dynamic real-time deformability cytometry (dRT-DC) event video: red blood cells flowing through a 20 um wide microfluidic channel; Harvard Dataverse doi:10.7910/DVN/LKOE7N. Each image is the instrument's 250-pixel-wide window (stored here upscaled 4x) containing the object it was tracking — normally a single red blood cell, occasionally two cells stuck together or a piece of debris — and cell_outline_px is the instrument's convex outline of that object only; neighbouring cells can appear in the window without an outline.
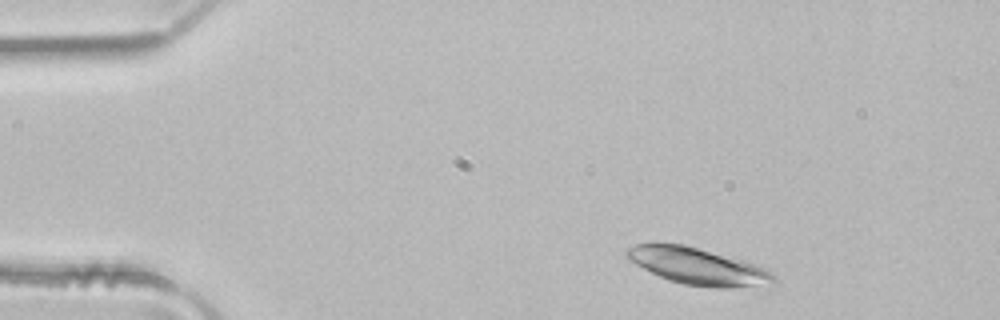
{"species": "common noctule bat (a hibernating species)", "species_latin": "Nyctalus noctula", "temperature_condition": "room temperature", "stored_images_in_passage": 3, "camera_frame_rate_fps": 3000, "um_per_image_px": 0.085, "animal": {"sex": "male", "body_mass_g": 21.5, "forearm_length_mm": 52.0}, "frame": {"image": 1, "passage_image": 1, "time_ms": 0.0, "image_size_px": [1000, 320], "cell_outline_px": [[776, 280], [736, 288], [712, 288], [684, 284], [668, 280], [628, 260], [624, 256], [624, 252], [628, 248], [636, 244], [684, 244], [744, 260], [756, 264], [772, 272], [776, 276]], "centroid_in_image_um": [59.27, 22.62], "position_along_channel_um": 25.7, "area_um2": 31.04}}